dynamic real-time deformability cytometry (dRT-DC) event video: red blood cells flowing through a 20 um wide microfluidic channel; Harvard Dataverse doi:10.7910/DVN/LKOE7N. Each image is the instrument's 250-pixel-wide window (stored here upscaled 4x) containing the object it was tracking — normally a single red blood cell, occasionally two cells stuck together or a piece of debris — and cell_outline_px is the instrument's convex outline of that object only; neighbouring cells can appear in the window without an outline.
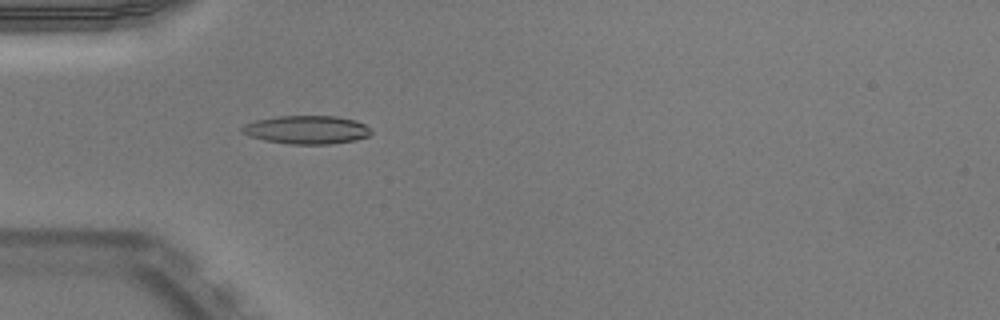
{"species": "Egyptian fruit bat (a non-hibernating species)", "species_latin": "Rousettus aegyptiacus", "temperature_condition": "warm", "stored_images_in_passage": 36, "camera_frame_rate_fps": 3000, "um_per_image_px": 0.085, "animal": {"sex": "male"}, "frame": {"image": 1, "passage_image": 1, "time_ms": 0.0, "image_size_px": [1000, 320], "cell_outline_px": [[372, 132], [368, 136], [356, 140], [328, 144], [292, 144], [264, 140], [248, 136], [240, 132], [240, 128], [244, 124], [256, 120], [276, 116], [336, 116], [356, 120], [364, 124]], "centroid_in_image_um": [26.03, 11.02], "position_along_channel_um": 59.0, "area_um2": 21.39}}
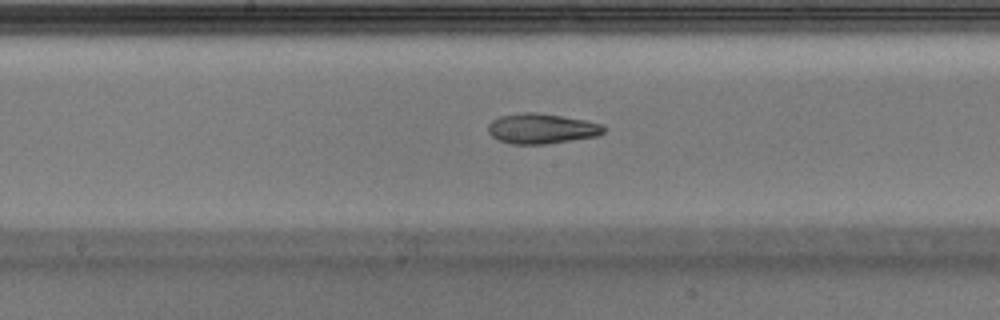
{"frame": {"image": 2, "passage_image": 12, "time_ms": 3.667, "image_size_px": [1000, 320], "cell_outline_px": [[604, 132], [596, 136], [548, 144], [512, 144], [500, 140], [492, 136], [488, 132], [488, 124], [492, 120], [500, 116], [520, 112], [532, 112], [560, 116], [584, 120], [604, 124]], "centroid_in_image_um": [46.02, 10.93], "position_along_channel_um": 202.2, "area_um2": 20.23}}
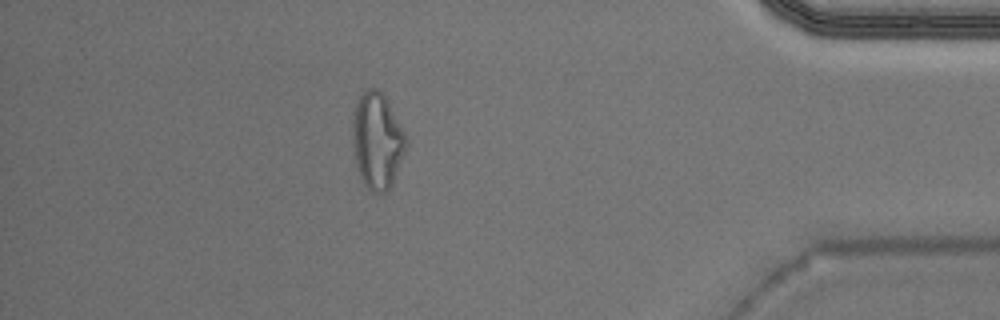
{"frame": {"image": 3, "passage_image": 30, "time_ms": 9.667, "image_size_px": [1000, 320], "cell_outline_px": [[408, 144], [392, 184], [388, 192], [372, 192], [364, 184], [360, 176], [356, 164], [352, 136], [352, 120], [356, 104], [360, 96], [368, 88], [376, 88], [384, 96], [404, 132]], "centroid_in_image_um": [32.05, 11.99], "position_along_channel_um": 403.1, "area_um2": 29.59}, "authors_computed_cell_mechanics": {"area_um2": 20.5768, "velocity_mm_per_s": 4.0055, "shape_relaxation_time_tau1_ms": null, "shape_relaxation_time_tau2_ms": 3.2907, "deformation_change_tau1": null, "deformation_change_tau2": 0.1242}}